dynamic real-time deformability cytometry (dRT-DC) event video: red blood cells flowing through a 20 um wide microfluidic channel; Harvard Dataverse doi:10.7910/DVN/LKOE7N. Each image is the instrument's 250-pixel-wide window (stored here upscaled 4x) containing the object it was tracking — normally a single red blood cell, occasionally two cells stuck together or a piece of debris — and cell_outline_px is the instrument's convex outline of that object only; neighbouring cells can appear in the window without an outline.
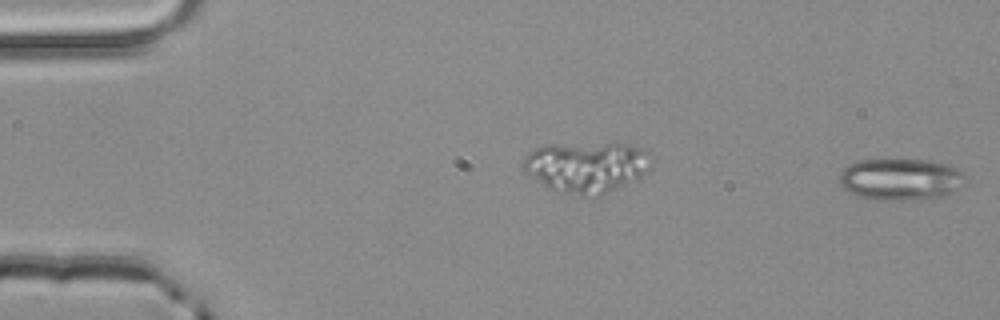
{"species": "common noctule bat (a hibernating species)", "species_latin": "Nyctalus noctula", "temperature_condition": "room temperature", "stored_images_in_passage": 3, "segment_of_instrument_passage": [2, 2], "camera_frame_rate_fps": 3000, "um_per_image_px": 0.085, "animal": {"sex": "male", "body_mass_g": 20.4}, "frame": {"image": 1, "passage_image": 3, "time_ms": 0.667, "image_size_px": [1000, 320], "cell_outline_px": [[968, 180], [960, 188], [944, 196], [920, 200], [876, 200], [860, 196], [844, 188], [840, 184], [840, 172], [848, 164], [860, 160], [884, 156], [896, 156], [924, 160], [948, 164], [964, 172]], "centroid_in_image_um": [76.58, 15.19], "position_along_channel_um": 8.4, "area_um2": 31.96}}